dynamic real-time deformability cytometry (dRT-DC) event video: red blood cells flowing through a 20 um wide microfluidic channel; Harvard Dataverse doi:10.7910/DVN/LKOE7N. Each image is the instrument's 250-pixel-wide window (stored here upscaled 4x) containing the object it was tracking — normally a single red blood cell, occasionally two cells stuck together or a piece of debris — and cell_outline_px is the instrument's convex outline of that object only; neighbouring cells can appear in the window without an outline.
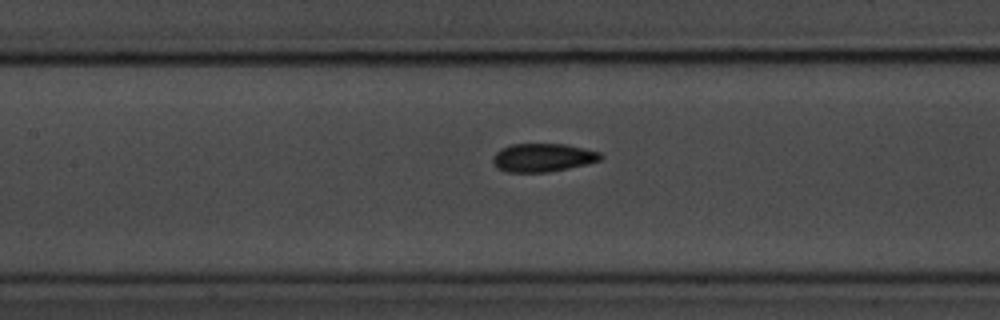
{"species": "common noctule bat (a hibernating species)", "species_latin": "Nyctalus noctula", "temperature_condition": "room temperature", "stored_images_in_passage": 9, "camera_frame_rate_fps": 3000, "um_per_image_px": 0.085, "animal": {"sex": "male", "body_mass_g": 20.1, "forearm_length_mm": 53.5}, "frame": {"image": 1, "passage_image": 8, "time_ms": 9.0, "image_size_px": [1000, 320], "cell_outline_px": [[604, 156], [600, 160], [568, 168], [548, 172], [504, 172], [496, 168], [492, 160], [492, 156], [500, 148], [512, 144], [564, 144], [600, 152]], "centroid_in_image_um": [46.08, 13.4], "position_along_channel_um": 161.3, "area_um2": 17.8}}
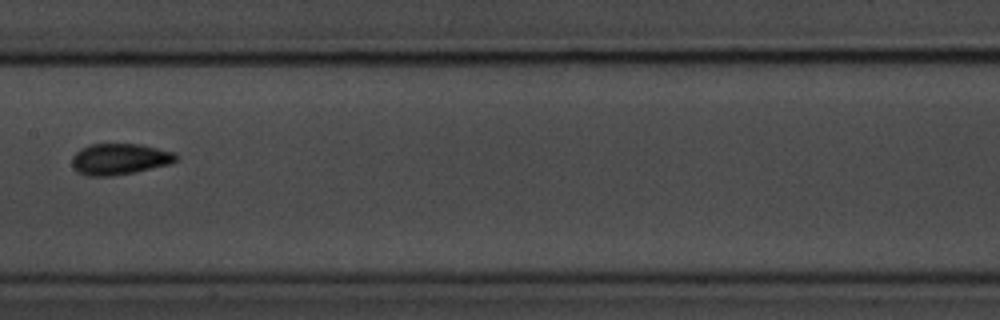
{"frame": {"image": 2, "passage_image": 9, "time_ms": 10.0, "image_size_px": [1000, 320], "cell_outline_px": [[180, 156], [176, 160], [168, 164], [136, 172], [112, 176], [88, 176], [76, 172], [72, 168], [72, 156], [80, 148], [92, 144], [140, 144], [176, 152]], "centroid_in_image_um": [10.15, 13.52], "position_along_channel_um": 197.2, "area_um2": 19.13}}